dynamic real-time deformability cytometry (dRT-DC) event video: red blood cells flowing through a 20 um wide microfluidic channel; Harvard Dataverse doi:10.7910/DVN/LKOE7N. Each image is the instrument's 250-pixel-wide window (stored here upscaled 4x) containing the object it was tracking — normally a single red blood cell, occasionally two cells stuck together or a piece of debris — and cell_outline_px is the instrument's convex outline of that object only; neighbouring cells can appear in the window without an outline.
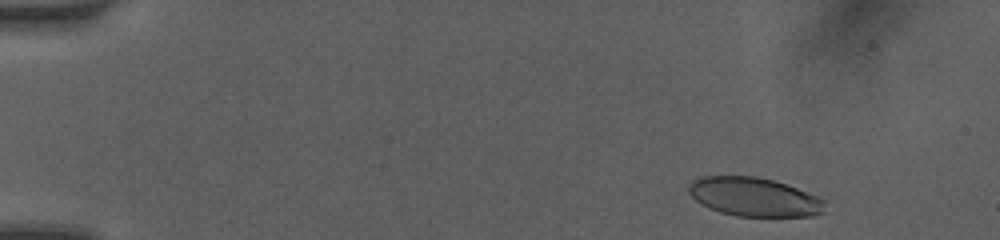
{"species": "human", "species_latin": "Homo sapiens", "temperature_condition": "room temperature", "stored_images_in_passage": 69, "camera_frame_rate_fps": 3000, "um_per_image_px": 0.085, "donor": {"sex": "female"}, "frame": {"image": 1, "passage_image": 1, "time_ms": 0.0, "image_size_px": [1000, 240], "cell_outline_px": [[824, 212], [816, 216], [736, 216], [720, 212], [696, 200], [688, 192], [688, 184], [692, 180], [700, 176], [756, 176], [772, 180], [820, 196], [824, 200]], "centroid_in_image_um": [64.11, 16.73], "position_along_channel_um": 20.9, "area_um2": 30.75}}
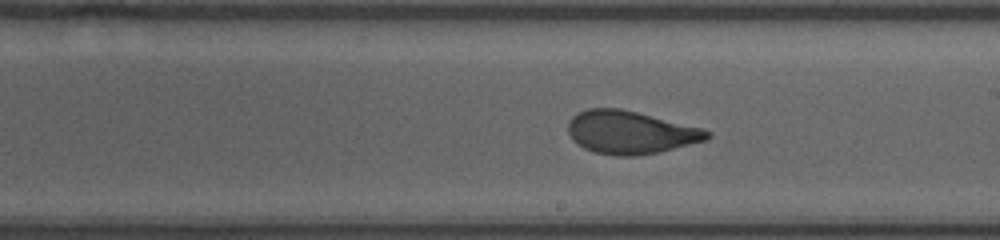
{"frame": {"image": 2, "passage_image": 37, "time_ms": 8.0, "image_size_px": [1000, 240], "cell_outline_px": [[712, 136], [708, 140], [660, 152], [636, 156], [616, 156], [596, 152], [584, 148], [572, 140], [568, 132], [568, 120], [576, 112], [588, 108], [620, 108], [704, 128], [712, 132]], "centroid_in_image_um": [53.6, 11.25], "position_along_channel_um": 235.4, "area_um2": 35.2}}
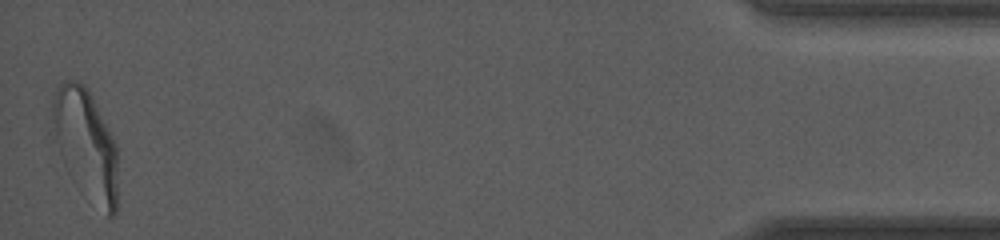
{"frame": {"image": 3, "passage_image": 68, "time_ms": 14.667, "image_size_px": [1000, 240], "cell_outline_px": [[116, 212], [112, 216], [108, 216], [48, 132], [52, 100], [56, 88], [64, 80], [80, 80], [84, 84], [92, 96], [116, 144]], "centroid_in_image_um": [7.25, 11.96], "position_along_channel_um": 427.9, "area_um2": 39.3}, "authors_computed_cell_mechanics": {"area_um2": 34.8534, "velocity_mm_per_s": 4.1213, "shape_relaxation_time_tau1_ms": 5.6153, "shape_relaxation_time_tau2_ms": 0.919, "deformation_change_tau1": 0.2038, "deformation_change_tau2": 0.0738}}